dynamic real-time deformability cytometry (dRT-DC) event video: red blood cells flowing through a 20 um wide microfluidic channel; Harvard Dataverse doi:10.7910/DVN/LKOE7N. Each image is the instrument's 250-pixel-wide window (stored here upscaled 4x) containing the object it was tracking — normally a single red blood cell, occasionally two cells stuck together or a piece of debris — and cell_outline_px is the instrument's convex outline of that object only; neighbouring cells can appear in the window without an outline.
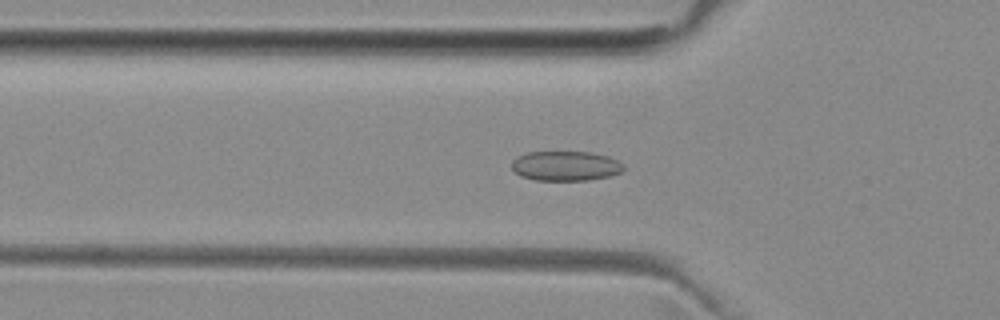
{"species": "common noctule bat (a hibernating species)", "species_latin": "Nyctalus noctula", "temperature_condition": "room temperature", "stored_images_in_passage": 52, "camera_frame_rate_fps": 3000, "um_per_image_px": 0.085, "animal": {"sex": "female", "body_mass_g": 29.2, "forearm_length_mm": 56.3}, "frame": {"image": 1, "passage_image": 17, "time_ms": 5.333, "image_size_px": [1000, 320], "cell_outline_px": [[624, 168], [620, 172], [612, 176], [588, 180], [536, 180], [520, 176], [512, 168], [512, 160], [516, 156], [528, 152], [592, 152], [608, 156], [624, 164]], "centroid_in_image_um": [48.08, 14.1], "position_along_channel_um": 77.7, "area_um2": 19.48}}
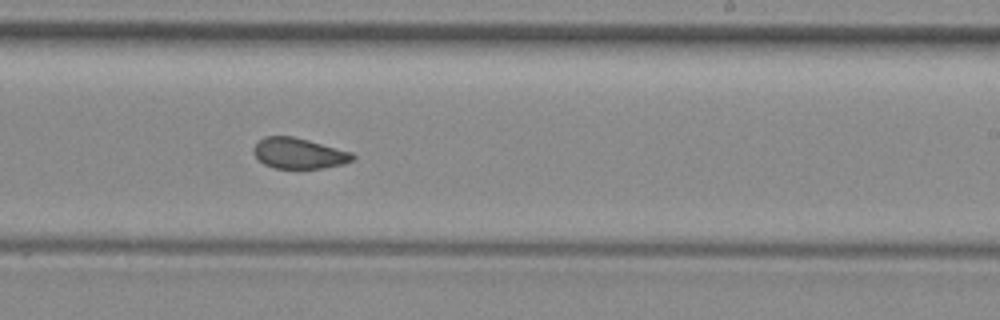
{"frame": {"image": 2, "passage_image": 31, "time_ms": 10.0, "image_size_px": [1000, 320], "cell_outline_px": [[356, 156], [352, 160], [344, 164], [324, 168], [276, 168], [264, 164], [252, 152], [252, 148], [264, 136], [292, 136], [308, 140], [352, 152]], "centroid_in_image_um": [25.41, 13.03], "position_along_channel_um": 263.6, "area_um2": 17.63}}
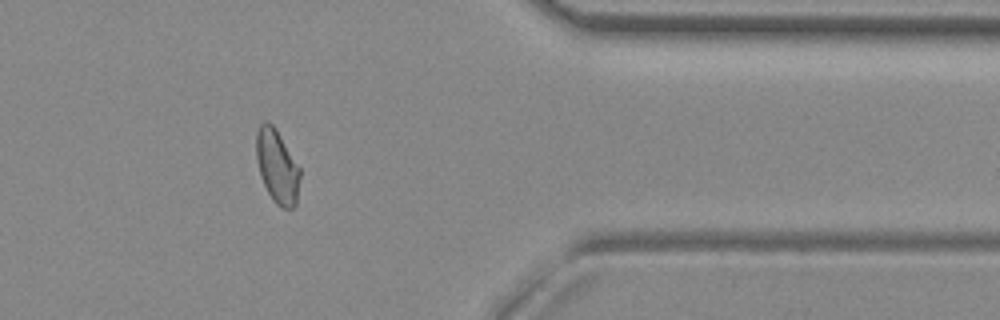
{"frame": {"image": 3, "passage_image": 42, "time_ms": 13.667, "image_size_px": [1000, 320], "cell_outline_px": [[300, 180], [296, 204], [292, 208], [284, 208], [276, 204], [272, 200], [260, 176], [256, 160], [256, 132], [260, 124], [264, 120], [268, 120], [276, 128], [300, 168]], "centroid_in_image_um": [23.54, 14.12], "position_along_channel_um": 387.9, "area_um2": 18.9}, "authors_computed_cell_mechanics": {"area_um2": 18.8717, "velocity_mm_per_s": 3.9784, "shape_relaxation_time_tau1_ms": null, "shape_relaxation_time_tau2_ms": 1.2725, "deformation_change_tau1": null, "deformation_change_tau2": 0.0625}}